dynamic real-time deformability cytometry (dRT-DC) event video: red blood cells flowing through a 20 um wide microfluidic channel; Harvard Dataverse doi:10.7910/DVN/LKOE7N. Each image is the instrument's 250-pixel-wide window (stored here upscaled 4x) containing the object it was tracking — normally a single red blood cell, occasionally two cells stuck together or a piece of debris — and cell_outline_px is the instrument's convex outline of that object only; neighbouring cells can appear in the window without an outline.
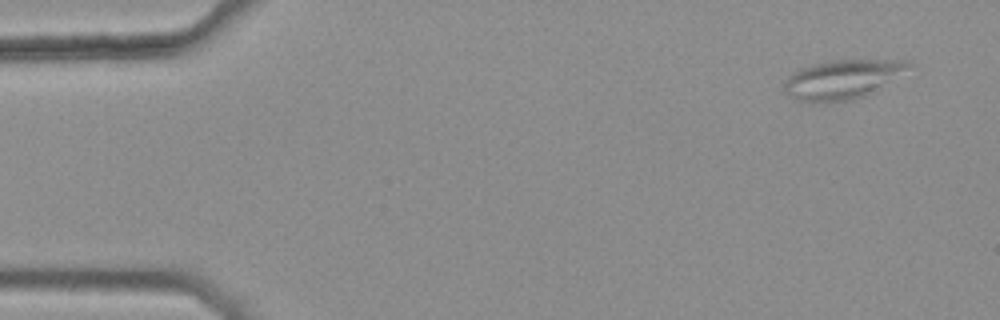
{"species": "common noctule bat (a hibernating species)", "species_latin": "Nyctalus noctula", "temperature_condition": "warm", "stored_images_in_passage": 4, "camera_frame_rate_fps": 3000, "um_per_image_px": 0.085, "animal": {"sex": "female", "body_mass_g": 25.1}, "frame": {"image": 1, "passage_image": 1, "time_ms": 0.0, "image_size_px": [1000, 320], "cell_outline_px": [[916, 64], [876, 92], [852, 100], [808, 104], [800, 100], [788, 92], [784, 88], [784, 84], [788, 76], [800, 68], [812, 64], [836, 60], [908, 60]], "centroid_in_image_um": [71.68, 6.75], "position_along_channel_um": 13.3, "area_um2": 28.61}}
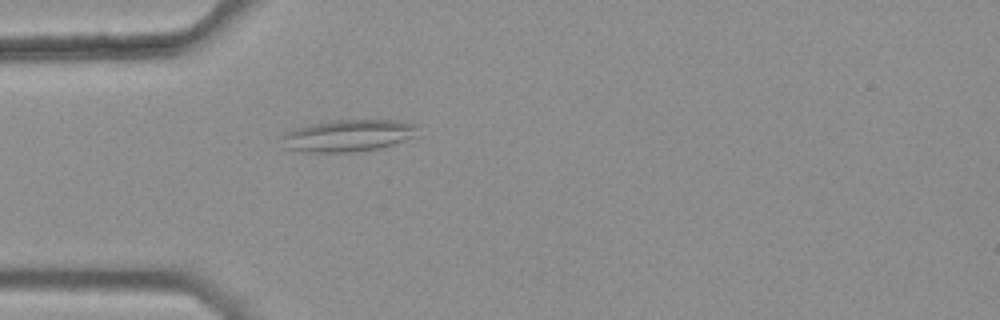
{"frame": {"image": 2, "passage_image": 4, "time_ms": 1.0, "image_size_px": [1000, 320], "cell_outline_px": [[416, 136], [392, 144], [376, 148], [352, 152], [300, 152], [284, 148], [280, 136], [284, 132], [296, 128], [312, 124], [332, 120], [396, 120], [416, 124]], "centroid_in_image_um": [29.51, 11.53], "position_along_channel_um": 55.5, "area_um2": 25.26}}